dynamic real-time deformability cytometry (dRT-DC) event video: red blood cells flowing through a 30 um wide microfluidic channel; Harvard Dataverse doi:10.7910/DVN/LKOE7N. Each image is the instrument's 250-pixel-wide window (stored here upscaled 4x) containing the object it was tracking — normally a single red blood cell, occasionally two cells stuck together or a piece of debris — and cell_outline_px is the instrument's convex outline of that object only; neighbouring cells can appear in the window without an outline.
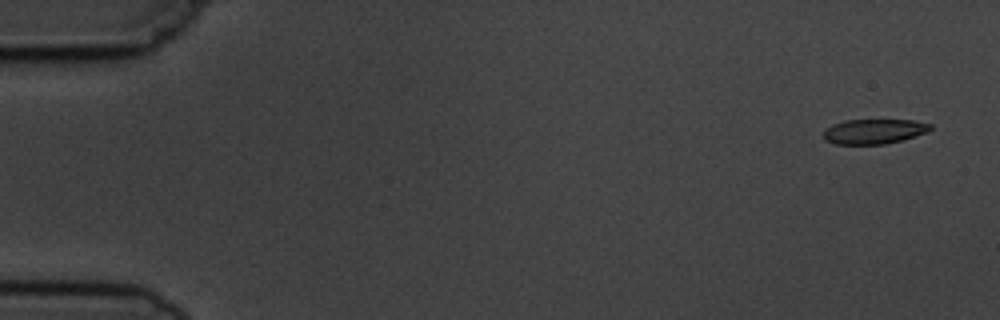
{"species": "common noctule bat (a hibernating species)", "species_latin": "Nyctalus noctula", "temperature_condition": "cold", "stored_images_in_passage": 5, "camera_frame_rate_fps": 3000, "um_per_image_px": 0.085, "animal": {"sex": "male", "body_mass_g": 19.5, "forearm_length_mm": 54.6}, "frame": {"image": 1, "passage_image": 1, "time_ms": 0.0, "image_size_px": [1000, 320], "cell_outline_px": [[932, 128], [928, 132], [900, 140], [884, 144], [836, 144], [824, 140], [824, 128], [832, 124], [844, 120], [912, 120], [932, 124]], "centroid_in_image_um": [74.26, 11.16], "position_along_channel_um": 10.7, "area_um2": 15.49}}
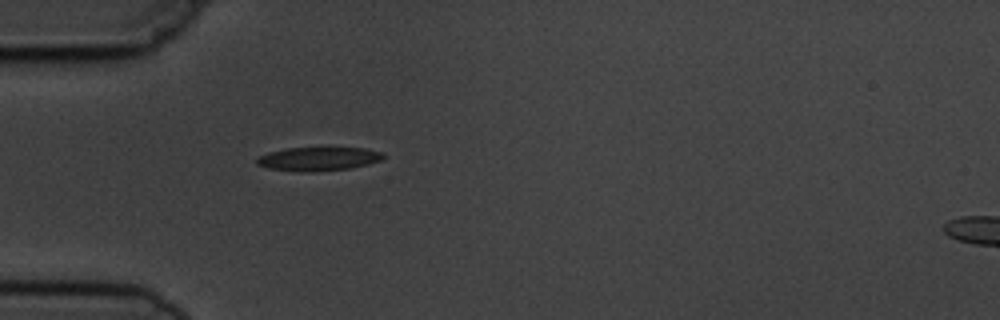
{"frame": {"image": 2, "passage_image": 5, "time_ms": 4.667, "image_size_px": [1000, 320], "cell_outline_px": [[384, 156], [380, 160], [368, 164], [348, 168], [312, 172], [304, 172], [268, 168], [256, 164], [256, 156], [268, 152], [288, 148], [364, 148], [384, 152]], "centroid_in_image_um": [27.02, 13.5], "position_along_channel_um": 58.0, "area_um2": 17.4}}